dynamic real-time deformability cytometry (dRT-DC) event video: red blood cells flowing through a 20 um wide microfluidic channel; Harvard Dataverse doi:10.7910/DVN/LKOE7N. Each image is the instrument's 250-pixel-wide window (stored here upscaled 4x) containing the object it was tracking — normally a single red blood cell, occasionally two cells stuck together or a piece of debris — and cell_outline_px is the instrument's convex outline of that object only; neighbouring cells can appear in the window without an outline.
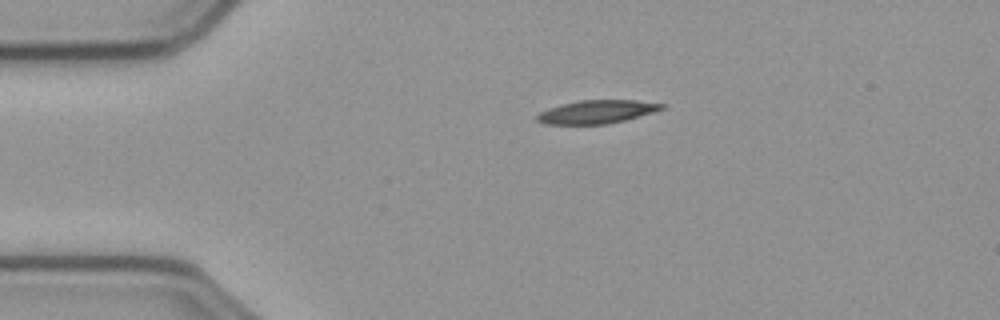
{"species": "common noctule bat (a hibernating species)", "species_latin": "Nyctalus noctula", "temperature_condition": "cold", "stored_images_in_passage": 46, "camera_frame_rate_fps": 3000, "um_per_image_px": 0.085, "animal": {"sex": "male", "body_mass_g": 23.1, "forearm_length_mm": 52.7}, "frame": {"image": 1, "passage_image": 1, "time_ms": 0.0, "image_size_px": [1000, 320], "cell_outline_px": [[664, 108], [652, 112], [624, 120], [608, 124], [544, 124], [536, 120], [536, 116], [540, 112], [560, 104], [580, 100], [636, 100], [664, 104]], "centroid_in_image_um": [50.69, 9.5], "position_along_channel_um": 34.3, "area_um2": 16.76}}
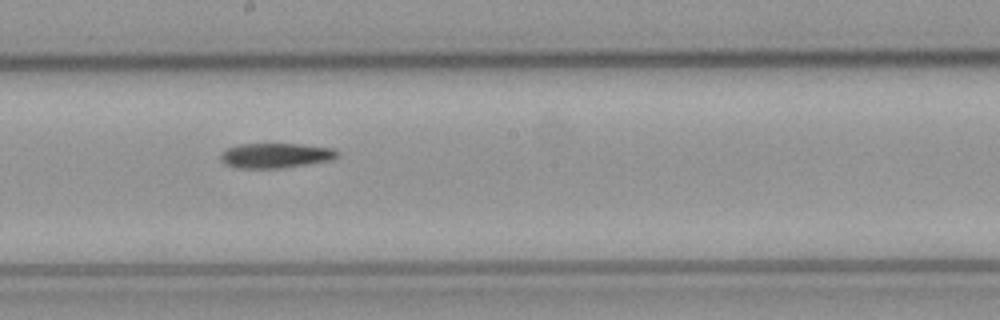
{"frame": {"image": 2, "passage_image": 20, "time_ms": 6.333, "image_size_px": [1000, 320], "cell_outline_px": [[340, 152], [332, 160], [280, 168], [236, 168], [224, 164], [220, 160], [220, 152], [228, 148], [240, 144], [296, 144], [332, 148]], "centroid_in_image_um": [23.37, 13.22], "position_along_channel_um": 224.8, "area_um2": 16.88}}
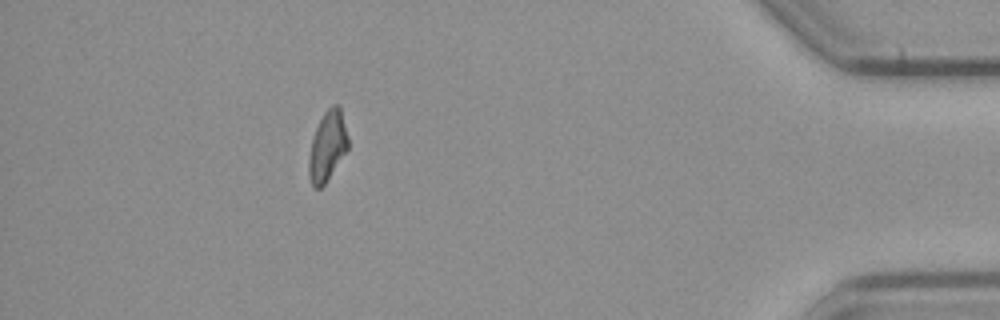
{"frame": {"image": 3, "passage_image": 40, "time_ms": 13.0, "image_size_px": [1000, 320], "cell_outline_px": [[348, 148], [324, 184], [320, 188], [312, 188], [308, 176], [308, 160], [312, 136], [324, 112], [332, 104], [340, 104], [348, 136]], "centroid_in_image_um": [27.81, 12.4], "position_along_channel_um": 407.4, "area_um2": 16.07}}